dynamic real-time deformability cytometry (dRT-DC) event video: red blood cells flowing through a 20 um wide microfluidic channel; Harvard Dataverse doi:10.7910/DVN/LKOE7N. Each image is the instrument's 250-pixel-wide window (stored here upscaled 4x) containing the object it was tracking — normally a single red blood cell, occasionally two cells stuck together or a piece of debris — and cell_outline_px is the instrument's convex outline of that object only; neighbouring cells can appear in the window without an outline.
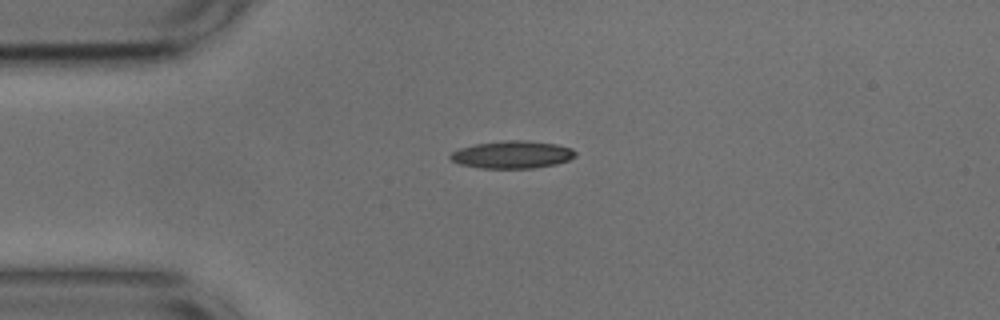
{"species": "common noctule bat (a hibernating species)", "species_latin": "Nyctalus noctula", "temperature_condition": "cold", "stored_images_in_passage": 41, "camera_frame_rate_fps": 3000, "um_per_image_px": 0.085, "animal": {"sex": "male", "body_mass_g": 17.9, "forearm_length_mm": 54.2}, "frame": {"image": 1, "passage_image": 1, "time_ms": 0.0, "image_size_px": [1000, 320], "cell_outline_px": [[576, 156], [568, 160], [556, 164], [536, 168], [480, 168], [460, 164], [452, 160], [448, 156], [452, 152], [460, 148], [476, 144], [504, 140], [528, 140], [556, 144], [572, 148], [576, 152]], "centroid_in_image_um": [43.56, 13.14], "position_along_channel_um": 41.4, "area_um2": 20.11}}
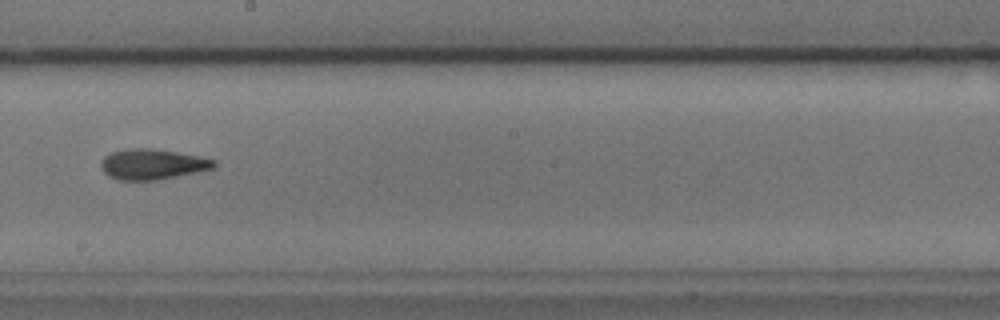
{"frame": {"image": 2, "passage_image": 18, "time_ms": 5.667, "image_size_px": [1000, 320], "cell_outline_px": [[216, 164], [212, 168], [196, 172], [156, 180], [120, 180], [108, 176], [104, 172], [100, 164], [100, 160], [104, 156], [112, 152], [128, 148], [152, 148], [200, 156], [216, 160]], "centroid_in_image_um": [12.92, 13.95], "position_along_channel_um": 235.3, "area_um2": 20.0}}
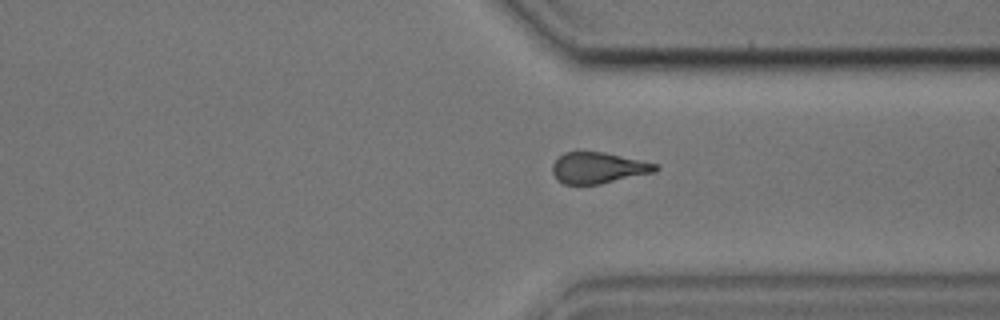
{"frame": {"image": 3, "passage_image": 28, "time_ms": 9.0, "image_size_px": [1000, 320], "cell_outline_px": [[660, 168], [656, 172], [600, 184], [564, 184], [556, 180], [552, 172], [552, 164], [564, 152], [604, 152], [660, 164]], "centroid_in_image_um": [50.88, 14.27], "position_along_channel_um": 360.5, "area_um2": 18.84}, "authors_computed_cell_mechanics": {"area_um2": 19.1896, "velocity_mm_per_s": 3.763, "shape_relaxation_time_tau1_ms": 5.6564, "shape_relaxation_time_tau2_ms": 3.6186, "deformation_change_tau1": 0.133, "deformation_change_tau2": 0.1194}}